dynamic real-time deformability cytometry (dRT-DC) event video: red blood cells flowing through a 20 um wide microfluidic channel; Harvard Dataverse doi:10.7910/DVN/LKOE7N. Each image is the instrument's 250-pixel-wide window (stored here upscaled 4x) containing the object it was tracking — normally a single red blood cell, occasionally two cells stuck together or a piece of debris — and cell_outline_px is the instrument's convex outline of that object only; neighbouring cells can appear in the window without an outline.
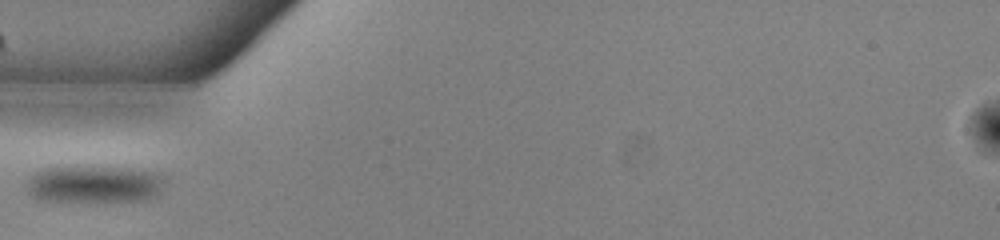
{"species": "common noctule bat (a hibernating species)", "species_latin": "Nyctalus noctula", "temperature_condition": "warm", "stored_images_in_passage": 36, "camera_frame_rate_fps": 3000, "um_per_image_px": 0.085, "animal": {"sex": "male", "body_mass_g": 13.0, "forearm_length_mm": 53.1}, "frame": {"image": 1, "passage_image": 1, "time_ms": 0.0, "image_size_px": [1000, 240], "cell_outline_px": [[164, 180], [160, 192], [156, 196], [148, 200], [48, 200], [36, 196], [28, 192], [28, 180], [36, 172], [48, 168], [140, 168], [160, 172]], "centroid_in_image_um": [8.15, 15.64], "position_along_channel_um": 76.9, "area_um2": 29.07}}
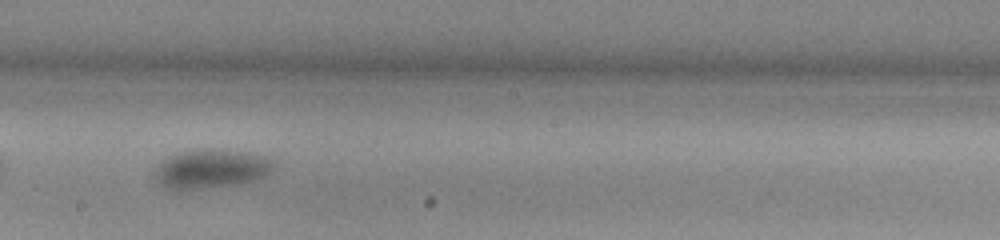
{"frame": {"image": 2, "passage_image": 13, "time_ms": 4.0, "image_size_px": [1000, 240], "cell_outline_px": [[276, 164], [272, 172], [268, 176], [236, 184], [200, 188], [172, 188], [164, 184], [152, 172], [168, 156], [180, 152], [200, 148], [208, 148], [256, 152], [276, 160]], "centroid_in_image_um": [18.09, 14.29], "position_along_channel_um": 230.1, "area_um2": 26.99}}
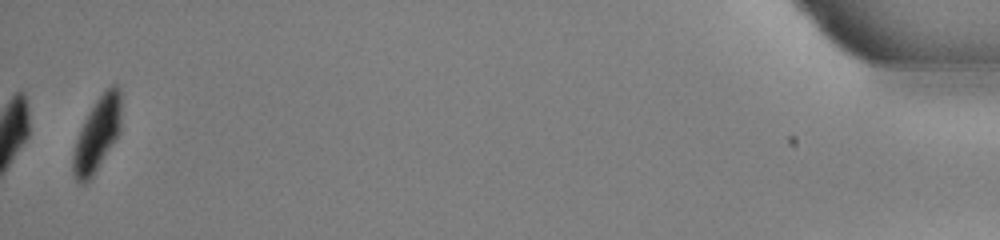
{"frame": {"image": 3, "passage_image": 36, "time_ms": 11.667, "image_size_px": [1000, 240], "cell_outline_px": [[120, 132], [92, 176], [84, 184], [76, 180], [72, 168], [72, 156], [76, 140], [84, 120], [96, 100], [112, 84], [116, 84], [120, 92]], "centroid_in_image_um": [8.25, 11.42], "position_along_channel_um": 427.0, "area_um2": 20.17}}